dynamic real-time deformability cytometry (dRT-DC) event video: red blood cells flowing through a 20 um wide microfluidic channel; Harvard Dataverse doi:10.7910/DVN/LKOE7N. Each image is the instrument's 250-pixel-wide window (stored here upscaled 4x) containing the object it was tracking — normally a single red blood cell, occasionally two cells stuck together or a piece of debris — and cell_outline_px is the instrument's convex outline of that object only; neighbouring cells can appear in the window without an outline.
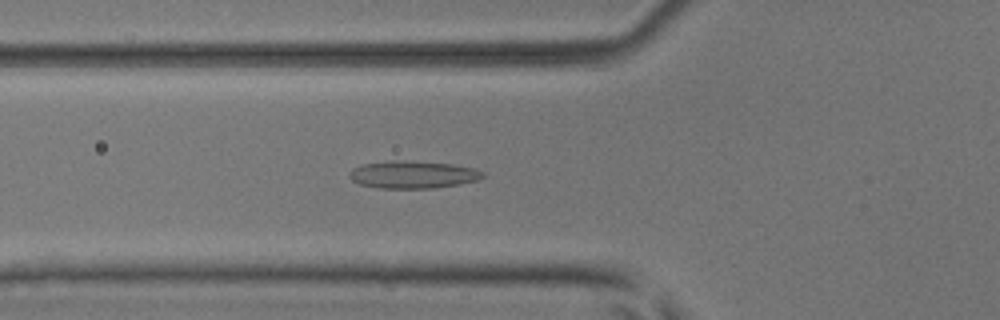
{"species": "common noctule bat (a hibernating species)", "species_latin": "Nyctalus noctula", "temperature_condition": "room temperature", "stored_images_in_passage": 53, "camera_frame_rate_fps": 3000, "um_per_image_px": 0.085, "animal": {"sex": "male", "body_mass_g": 17.9, "forearm_length_mm": 54.2}, "frame": {"image": 1, "passage_image": 20, "time_ms": 6.333, "image_size_px": [1000, 320], "cell_outline_px": [[484, 176], [480, 180], [460, 184], [432, 188], [380, 188], [360, 184], [352, 180], [348, 176], [348, 172], [352, 168], [364, 164], [392, 160], [404, 160], [452, 164], [476, 168], [484, 172]], "centroid_in_image_um": [35.11, 14.84], "position_along_channel_um": 90.7, "area_um2": 21.5}}
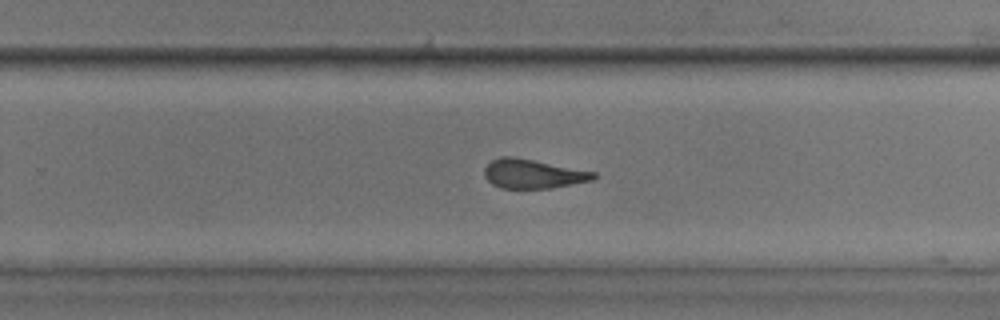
{"frame": {"image": 2, "passage_image": 35, "time_ms": 11.333, "image_size_px": [1000, 320], "cell_outline_px": [[596, 176], [592, 180], [552, 188], [500, 188], [492, 184], [484, 176], [484, 168], [492, 160], [500, 156], [516, 156], [596, 172]], "centroid_in_image_um": [45.28, 14.76], "position_along_channel_um": 284.5, "area_um2": 18.67}}
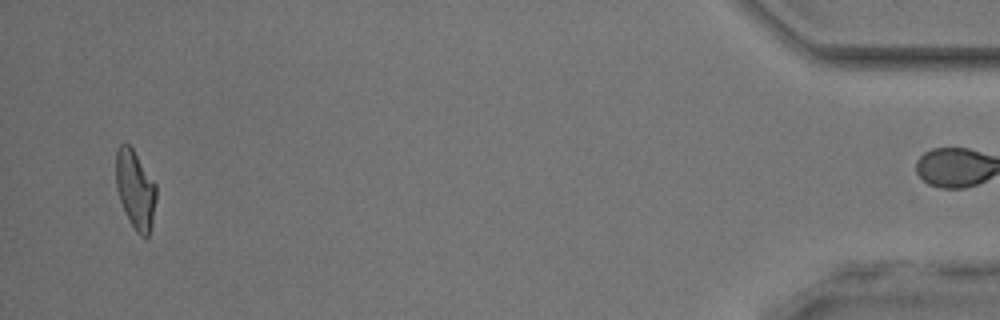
{"frame": {"image": 3, "passage_image": 52, "time_ms": 17.0, "image_size_px": [1000, 320], "cell_outline_px": [[156, 200], [152, 224], [148, 236], [140, 236], [136, 232], [128, 220], [120, 200], [116, 188], [116, 148], [120, 144], [128, 144], [132, 148], [156, 184]], "centroid_in_image_um": [11.5, 16.12], "position_along_channel_um": 423.7, "area_um2": 18.44}, "authors_computed_cell_mechanics": {"area_um2": 19.652, "velocity_mm_per_s": 3.8919, "shape_relaxation_time_tau1_ms": null, "shape_relaxation_time_tau2_ms": 1.8531, "deformation_change_tau1": null, "deformation_change_tau2": 0.1116}}